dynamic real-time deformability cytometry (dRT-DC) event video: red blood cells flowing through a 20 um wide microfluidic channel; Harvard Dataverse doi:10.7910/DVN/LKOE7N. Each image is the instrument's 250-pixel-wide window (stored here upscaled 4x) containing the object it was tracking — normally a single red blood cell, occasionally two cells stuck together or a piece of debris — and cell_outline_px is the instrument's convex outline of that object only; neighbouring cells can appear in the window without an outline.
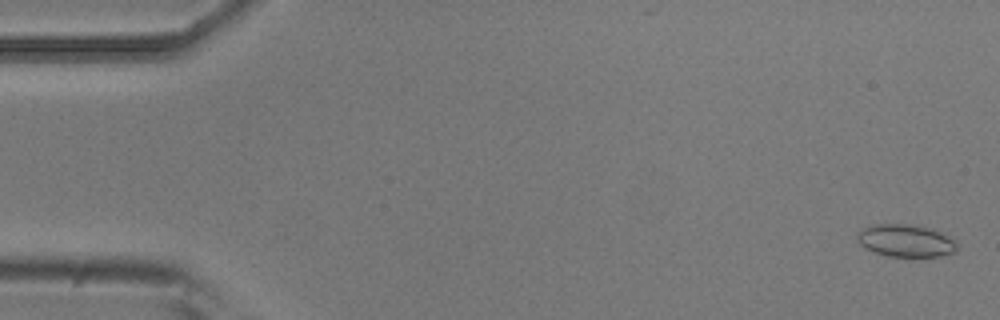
{"species": "common noctule bat (a hibernating species)", "species_latin": "Nyctalus noctula", "temperature_condition": "room temperature", "stored_images_in_passage": 5, "camera_frame_rate_fps": 3000, "um_per_image_px": 0.085, "animal": {"sex": "male", "body_mass_g": 20.5, "forearm_length_mm": 52.5}, "frame": {"image": 1, "passage_image": 1, "time_ms": 0.0, "image_size_px": [1000, 320], "cell_outline_px": [[956, 252], [940, 256], [916, 260], [888, 256], [864, 248], [856, 240], [856, 232], [860, 228], [872, 224], [920, 224], [932, 228], [956, 240]], "centroid_in_image_um": [76.98, 20.48], "position_along_channel_um": 8.0, "area_um2": 20.0}}